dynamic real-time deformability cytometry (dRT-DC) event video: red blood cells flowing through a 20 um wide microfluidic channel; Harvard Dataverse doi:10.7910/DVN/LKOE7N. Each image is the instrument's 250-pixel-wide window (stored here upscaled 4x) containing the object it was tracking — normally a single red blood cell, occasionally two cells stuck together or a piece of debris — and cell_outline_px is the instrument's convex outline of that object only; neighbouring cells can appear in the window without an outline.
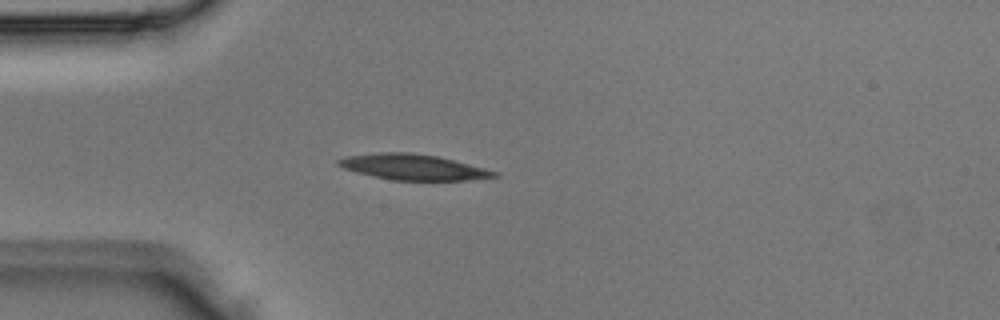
{"species": "Egyptian fruit bat (a non-hibernating species)", "species_latin": "Rousettus aegyptiacus", "temperature_condition": "room temperature", "stored_images_in_passage": 2, "camera_frame_rate_fps": 3000, "um_per_image_px": 0.085, "animal": {"sex": "male"}, "frame": {"image": 1, "passage_image": 2, "time_ms": 0.333, "image_size_px": [1000, 320], "cell_outline_px": [[500, 176], [468, 180], [392, 180], [356, 172], [344, 168], [336, 164], [336, 160], [344, 156], [380, 152], [408, 152], [436, 156], [500, 172]], "centroid_in_image_um": [35.09, 14.2], "position_along_channel_um": 49.9, "area_um2": 23.18}}